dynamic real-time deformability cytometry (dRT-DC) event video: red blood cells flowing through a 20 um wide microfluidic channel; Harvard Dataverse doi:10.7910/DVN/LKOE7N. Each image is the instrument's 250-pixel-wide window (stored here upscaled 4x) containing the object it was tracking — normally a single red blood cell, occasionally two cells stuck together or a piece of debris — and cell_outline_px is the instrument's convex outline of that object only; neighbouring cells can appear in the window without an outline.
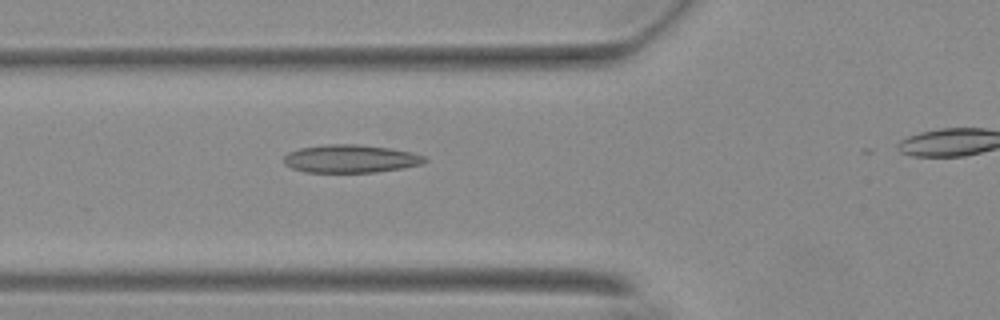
{"species": "Egyptian fruit bat (a non-hibernating species)", "species_latin": "Rousettus aegyptiacus", "temperature_condition": "warm", "stored_images_in_passage": 42, "camera_frame_rate_fps": 3000, "um_per_image_px": 0.085, "animal": {"sex": "female"}, "frame": {"image": 1, "passage_image": 14, "time_ms": 4.333, "image_size_px": [1000, 320], "cell_outline_px": [[428, 160], [424, 164], [404, 168], [376, 172], [304, 172], [292, 168], [284, 164], [284, 156], [288, 152], [300, 148], [324, 144], [360, 144], [388, 148], [412, 152], [428, 156]], "centroid_in_image_um": [29.84, 13.49], "position_along_channel_um": 96.0, "area_um2": 23.29}}
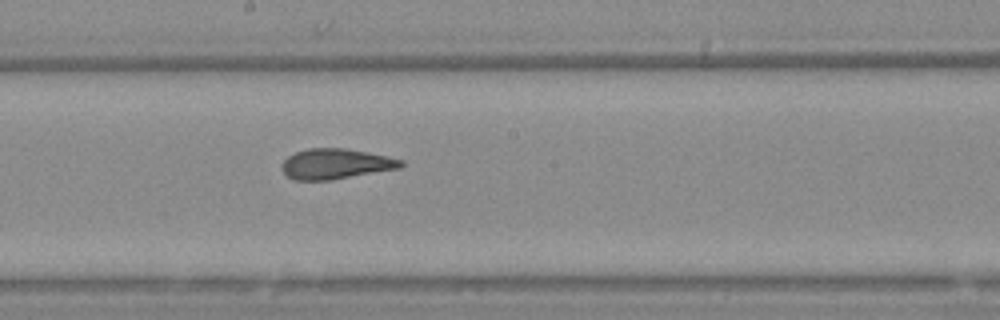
{"frame": {"image": 2, "passage_image": 24, "time_ms": 7.667, "image_size_px": [1000, 320], "cell_outline_px": [[404, 164], [400, 168], [332, 180], [292, 180], [280, 168], [280, 164], [288, 156], [296, 152], [308, 148], [344, 148], [388, 156], [404, 160]], "centroid_in_image_um": [28.52, 13.93], "position_along_channel_um": 219.7, "area_um2": 21.15}}
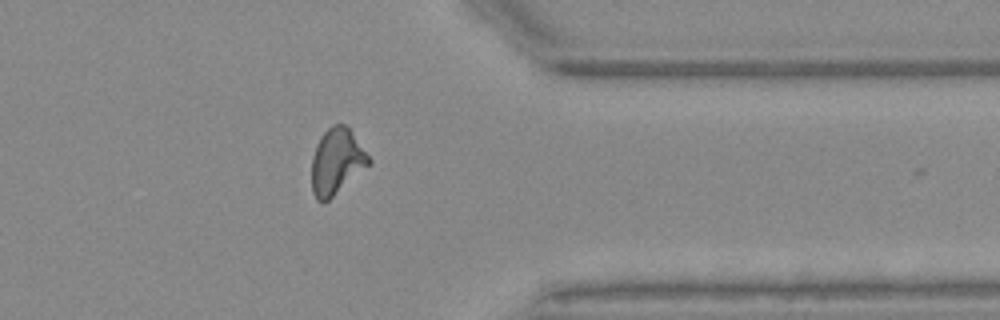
{"frame": {"image": 3, "passage_image": 38, "time_ms": 12.333, "image_size_px": [1000, 320], "cell_outline_px": [[372, 164], [324, 204], [316, 200], [312, 192], [312, 156], [316, 144], [320, 136], [332, 124], [348, 124], [372, 160]], "centroid_in_image_um": [28.64, 13.73], "position_along_channel_um": 382.8, "area_um2": 22.54}, "authors_computed_cell_mechanics": {"area_um2": 21.6172, "velocity_mm_per_s": 3.7023, "shape_relaxation_time_tau1_ms": null, "shape_relaxation_time_tau2_ms": 2.1092, "deformation_change_tau1": null, "deformation_change_tau2": 0.0938}}